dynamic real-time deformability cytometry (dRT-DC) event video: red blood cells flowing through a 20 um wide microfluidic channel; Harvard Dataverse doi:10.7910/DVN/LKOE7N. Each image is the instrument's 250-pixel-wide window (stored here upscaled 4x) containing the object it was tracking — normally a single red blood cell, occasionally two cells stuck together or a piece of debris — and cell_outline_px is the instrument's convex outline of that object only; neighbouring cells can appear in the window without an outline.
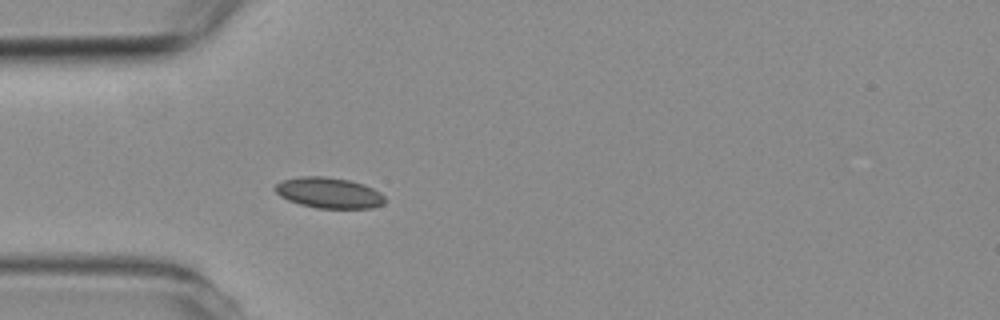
{"species": "common noctule bat (a hibernating species)", "species_latin": "Nyctalus noctula", "temperature_condition": "room temperature", "stored_images_in_passage": 1, "camera_frame_rate_fps": 3000, "um_per_image_px": 0.085, "animal": {"sex": "female", "body_mass_g": 19.3, "forearm_length_mm": 54.1}, "frame": {"image": 1, "passage_image": 1, "time_ms": 0.0, "image_size_px": [1000, 320], "cell_outline_px": [[384, 204], [372, 208], [316, 208], [300, 204], [288, 200], [280, 196], [272, 188], [276, 184], [284, 180], [304, 176], [324, 176], [348, 180], [364, 184], [380, 192], [384, 196]], "centroid_in_image_um": [27.95, 16.39], "position_along_channel_um": 57.0, "area_um2": 19.59}}